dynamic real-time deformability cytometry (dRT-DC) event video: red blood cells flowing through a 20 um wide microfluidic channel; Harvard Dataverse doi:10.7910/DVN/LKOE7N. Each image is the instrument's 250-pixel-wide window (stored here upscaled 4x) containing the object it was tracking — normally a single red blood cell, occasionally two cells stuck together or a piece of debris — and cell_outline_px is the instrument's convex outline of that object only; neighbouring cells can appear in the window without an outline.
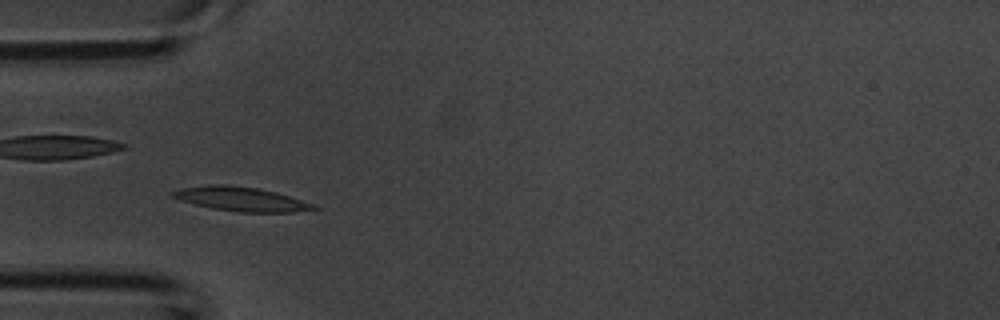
{"species": "common noctule bat (a hibernating species)", "species_latin": "Nyctalus noctula", "temperature_condition": "room temperature", "stored_images_in_passage": 4, "camera_frame_rate_fps": 3000, "um_per_image_px": 0.085, "animal": {"sex": "male", "body_mass_g": 20.1, "forearm_length_mm": 53.5}, "frame": {"image": 1, "passage_image": 4, "time_ms": 1.0, "image_size_px": [1000, 320], "cell_outline_px": [[320, 208], [292, 212], [236, 212], [212, 208], [180, 200], [168, 196], [168, 192], [184, 188], [208, 184], [224, 184], [256, 188], [276, 192], [312, 204]], "centroid_in_image_um": [20.4, 16.91], "position_along_channel_um": 64.6, "area_um2": 19.65}}